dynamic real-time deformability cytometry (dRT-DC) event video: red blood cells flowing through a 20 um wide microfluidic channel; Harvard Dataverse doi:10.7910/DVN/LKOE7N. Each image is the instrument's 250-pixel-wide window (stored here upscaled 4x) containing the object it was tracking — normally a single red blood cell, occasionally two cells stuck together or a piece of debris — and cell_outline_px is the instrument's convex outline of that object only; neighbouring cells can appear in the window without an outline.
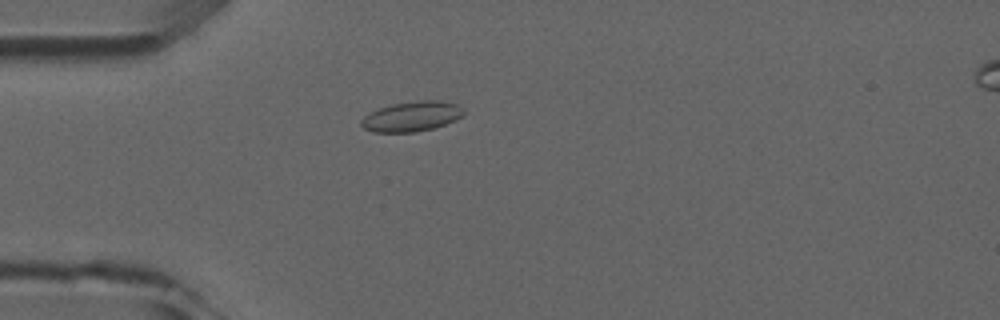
{"species": "common noctule bat (a hibernating species)", "species_latin": "Nyctalus noctula", "temperature_condition": "room temperature", "stored_images_in_passage": 5, "camera_frame_rate_fps": 3000, "um_per_image_px": 0.085, "animal": {"sex": "male", "forearm_length_mm": 52.5}, "frame": {"image": 1, "passage_image": 5, "time_ms": 4.333, "image_size_px": [1000, 320], "cell_outline_px": [[464, 116], [456, 120], [432, 128], [416, 132], [372, 132], [364, 128], [360, 124], [360, 120], [368, 112], [392, 104], [420, 100], [440, 100], [456, 104], [464, 108]], "centroid_in_image_um": [35.0, 9.89], "position_along_channel_um": 50.0, "area_um2": 18.03}}